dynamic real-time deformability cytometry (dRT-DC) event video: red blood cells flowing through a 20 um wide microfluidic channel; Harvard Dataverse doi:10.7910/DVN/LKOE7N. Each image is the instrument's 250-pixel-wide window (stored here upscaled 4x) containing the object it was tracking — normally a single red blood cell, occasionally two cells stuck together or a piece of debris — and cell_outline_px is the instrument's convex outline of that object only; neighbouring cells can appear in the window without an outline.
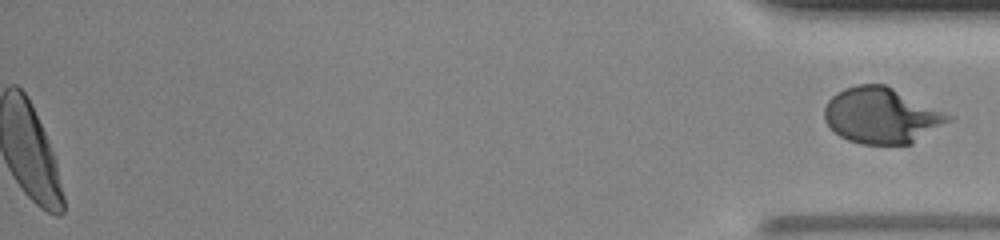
{"species": "human", "species_latin": "Homo sapiens", "temperature_condition": "room temperature", "stored_images_in_passage": 50, "segment_of_instrument_passage": [2, 2], "camera_frame_rate_fps": 3000, "um_per_image_px": 0.085, "donor": {"sex": "male"}, "frame": {"image": 1, "passage_image": 50, "time_ms": 16.333, "image_size_px": [1000, 240], "cell_outline_px": [[952, 120], [912, 144], [860, 144], [848, 140], [840, 136], [824, 120], [824, 108], [828, 100], [836, 92], [844, 88], [856, 84], [884, 84], [944, 112], [952, 116]], "centroid_in_image_um": [74.9, 9.83], "position_along_channel_um": 360.3, "area_um2": 40.06}}